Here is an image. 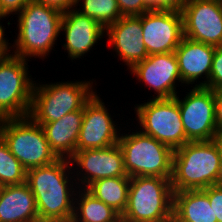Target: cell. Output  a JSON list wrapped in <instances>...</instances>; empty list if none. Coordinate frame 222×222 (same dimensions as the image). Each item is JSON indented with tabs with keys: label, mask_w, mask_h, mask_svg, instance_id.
Wrapping results in <instances>:
<instances>
[{
	"label": "cell",
	"mask_w": 222,
	"mask_h": 222,
	"mask_svg": "<svg viewBox=\"0 0 222 222\" xmlns=\"http://www.w3.org/2000/svg\"><path fill=\"white\" fill-rule=\"evenodd\" d=\"M71 169L69 159L59 158L26 171V183L35 197L40 222H71L77 191V183L71 180L75 170Z\"/></svg>",
	"instance_id": "6da1fadb"
},
{
	"label": "cell",
	"mask_w": 222,
	"mask_h": 222,
	"mask_svg": "<svg viewBox=\"0 0 222 222\" xmlns=\"http://www.w3.org/2000/svg\"><path fill=\"white\" fill-rule=\"evenodd\" d=\"M18 15V34L11 54L27 59L45 58L61 34L63 11L37 1L28 2ZM14 47V49H13Z\"/></svg>",
	"instance_id": "7a4b0ae2"
},
{
	"label": "cell",
	"mask_w": 222,
	"mask_h": 222,
	"mask_svg": "<svg viewBox=\"0 0 222 222\" xmlns=\"http://www.w3.org/2000/svg\"><path fill=\"white\" fill-rule=\"evenodd\" d=\"M222 183V168L213 140L188 142L174 150L173 192L205 189Z\"/></svg>",
	"instance_id": "3957f363"
},
{
	"label": "cell",
	"mask_w": 222,
	"mask_h": 222,
	"mask_svg": "<svg viewBox=\"0 0 222 222\" xmlns=\"http://www.w3.org/2000/svg\"><path fill=\"white\" fill-rule=\"evenodd\" d=\"M171 179L137 176L130 178L124 222H170L173 220Z\"/></svg>",
	"instance_id": "277c9868"
},
{
	"label": "cell",
	"mask_w": 222,
	"mask_h": 222,
	"mask_svg": "<svg viewBox=\"0 0 222 222\" xmlns=\"http://www.w3.org/2000/svg\"><path fill=\"white\" fill-rule=\"evenodd\" d=\"M93 82L67 81L50 84L34 83L29 117L37 124L61 119L80 110L93 96Z\"/></svg>",
	"instance_id": "5b68a950"
},
{
	"label": "cell",
	"mask_w": 222,
	"mask_h": 222,
	"mask_svg": "<svg viewBox=\"0 0 222 222\" xmlns=\"http://www.w3.org/2000/svg\"><path fill=\"white\" fill-rule=\"evenodd\" d=\"M129 133L119 135L118 141L127 175L171 179L174 151L140 130Z\"/></svg>",
	"instance_id": "8992f818"
},
{
	"label": "cell",
	"mask_w": 222,
	"mask_h": 222,
	"mask_svg": "<svg viewBox=\"0 0 222 222\" xmlns=\"http://www.w3.org/2000/svg\"><path fill=\"white\" fill-rule=\"evenodd\" d=\"M0 136L26 171L59 159L51 150L41 125L29 116L1 119Z\"/></svg>",
	"instance_id": "52a82bcc"
},
{
	"label": "cell",
	"mask_w": 222,
	"mask_h": 222,
	"mask_svg": "<svg viewBox=\"0 0 222 222\" xmlns=\"http://www.w3.org/2000/svg\"><path fill=\"white\" fill-rule=\"evenodd\" d=\"M135 109L142 133L152 136L173 151L189 142L175 97L152 98L137 104Z\"/></svg>",
	"instance_id": "ba28073f"
},
{
	"label": "cell",
	"mask_w": 222,
	"mask_h": 222,
	"mask_svg": "<svg viewBox=\"0 0 222 222\" xmlns=\"http://www.w3.org/2000/svg\"><path fill=\"white\" fill-rule=\"evenodd\" d=\"M27 59L10 54L0 65V120L29 115L34 80Z\"/></svg>",
	"instance_id": "9c48e42d"
},
{
	"label": "cell",
	"mask_w": 222,
	"mask_h": 222,
	"mask_svg": "<svg viewBox=\"0 0 222 222\" xmlns=\"http://www.w3.org/2000/svg\"><path fill=\"white\" fill-rule=\"evenodd\" d=\"M175 98L187 140L211 141L218 134L213 90L194 86L183 99H179L178 95Z\"/></svg>",
	"instance_id": "30bf717a"
},
{
	"label": "cell",
	"mask_w": 222,
	"mask_h": 222,
	"mask_svg": "<svg viewBox=\"0 0 222 222\" xmlns=\"http://www.w3.org/2000/svg\"><path fill=\"white\" fill-rule=\"evenodd\" d=\"M148 55L175 52L184 37L181 10L154 9L141 15Z\"/></svg>",
	"instance_id": "8fae6325"
},
{
	"label": "cell",
	"mask_w": 222,
	"mask_h": 222,
	"mask_svg": "<svg viewBox=\"0 0 222 222\" xmlns=\"http://www.w3.org/2000/svg\"><path fill=\"white\" fill-rule=\"evenodd\" d=\"M69 160L72 170L76 169V175L73 176L78 175L73 179L75 182L77 179L78 188H86L94 181L104 178L129 177L125 170L123 153L118 143L101 149L75 151Z\"/></svg>",
	"instance_id": "7c38bea8"
},
{
	"label": "cell",
	"mask_w": 222,
	"mask_h": 222,
	"mask_svg": "<svg viewBox=\"0 0 222 222\" xmlns=\"http://www.w3.org/2000/svg\"><path fill=\"white\" fill-rule=\"evenodd\" d=\"M181 12L185 37L222 46V0H189Z\"/></svg>",
	"instance_id": "4fadbf2b"
},
{
	"label": "cell",
	"mask_w": 222,
	"mask_h": 222,
	"mask_svg": "<svg viewBox=\"0 0 222 222\" xmlns=\"http://www.w3.org/2000/svg\"><path fill=\"white\" fill-rule=\"evenodd\" d=\"M96 92L84 104L82 126L76 151L101 149L117 144L121 134L107 107Z\"/></svg>",
	"instance_id": "5bb4252c"
},
{
	"label": "cell",
	"mask_w": 222,
	"mask_h": 222,
	"mask_svg": "<svg viewBox=\"0 0 222 222\" xmlns=\"http://www.w3.org/2000/svg\"><path fill=\"white\" fill-rule=\"evenodd\" d=\"M130 73L153 89L157 96L151 97L157 99L175 97L176 82L179 81L183 85L175 52L151 54L134 64Z\"/></svg>",
	"instance_id": "9a60e30c"
},
{
	"label": "cell",
	"mask_w": 222,
	"mask_h": 222,
	"mask_svg": "<svg viewBox=\"0 0 222 222\" xmlns=\"http://www.w3.org/2000/svg\"><path fill=\"white\" fill-rule=\"evenodd\" d=\"M60 31L65 34L63 47L72 61L85 56L105 36V29L97 21L76 8L63 12Z\"/></svg>",
	"instance_id": "2e32d148"
},
{
	"label": "cell",
	"mask_w": 222,
	"mask_h": 222,
	"mask_svg": "<svg viewBox=\"0 0 222 222\" xmlns=\"http://www.w3.org/2000/svg\"><path fill=\"white\" fill-rule=\"evenodd\" d=\"M106 35L112 49L125 62L127 69L149 56L143 42L141 15L122 16L105 28Z\"/></svg>",
	"instance_id": "e0dca14e"
},
{
	"label": "cell",
	"mask_w": 222,
	"mask_h": 222,
	"mask_svg": "<svg viewBox=\"0 0 222 222\" xmlns=\"http://www.w3.org/2000/svg\"><path fill=\"white\" fill-rule=\"evenodd\" d=\"M215 48L213 45L183 37L175 50L183 84H195L194 82L197 83V79L203 78L204 75V81L195 84V87H206L208 85Z\"/></svg>",
	"instance_id": "ac0fdd59"
},
{
	"label": "cell",
	"mask_w": 222,
	"mask_h": 222,
	"mask_svg": "<svg viewBox=\"0 0 222 222\" xmlns=\"http://www.w3.org/2000/svg\"><path fill=\"white\" fill-rule=\"evenodd\" d=\"M0 222H40L35 197L26 182L1 186Z\"/></svg>",
	"instance_id": "d6986e66"
},
{
	"label": "cell",
	"mask_w": 222,
	"mask_h": 222,
	"mask_svg": "<svg viewBox=\"0 0 222 222\" xmlns=\"http://www.w3.org/2000/svg\"><path fill=\"white\" fill-rule=\"evenodd\" d=\"M84 114V106L57 121L40 124L51 150L58 158L70 159L76 151Z\"/></svg>",
	"instance_id": "ffe728a7"
},
{
	"label": "cell",
	"mask_w": 222,
	"mask_h": 222,
	"mask_svg": "<svg viewBox=\"0 0 222 222\" xmlns=\"http://www.w3.org/2000/svg\"><path fill=\"white\" fill-rule=\"evenodd\" d=\"M173 222H217L207 188L173 193Z\"/></svg>",
	"instance_id": "44dd1931"
},
{
	"label": "cell",
	"mask_w": 222,
	"mask_h": 222,
	"mask_svg": "<svg viewBox=\"0 0 222 222\" xmlns=\"http://www.w3.org/2000/svg\"><path fill=\"white\" fill-rule=\"evenodd\" d=\"M120 219L121 215L112 207L94 197L85 188H77L71 222H118Z\"/></svg>",
	"instance_id": "7402d4cb"
},
{
	"label": "cell",
	"mask_w": 222,
	"mask_h": 222,
	"mask_svg": "<svg viewBox=\"0 0 222 222\" xmlns=\"http://www.w3.org/2000/svg\"><path fill=\"white\" fill-rule=\"evenodd\" d=\"M129 187L130 177H110L94 181L85 189L122 215L127 206Z\"/></svg>",
	"instance_id": "603a6c76"
},
{
	"label": "cell",
	"mask_w": 222,
	"mask_h": 222,
	"mask_svg": "<svg viewBox=\"0 0 222 222\" xmlns=\"http://www.w3.org/2000/svg\"><path fill=\"white\" fill-rule=\"evenodd\" d=\"M78 5L82 8L77 9ZM75 7L81 14L97 21L104 29L122 17L117 0H76Z\"/></svg>",
	"instance_id": "cb8c5ba5"
},
{
	"label": "cell",
	"mask_w": 222,
	"mask_h": 222,
	"mask_svg": "<svg viewBox=\"0 0 222 222\" xmlns=\"http://www.w3.org/2000/svg\"><path fill=\"white\" fill-rule=\"evenodd\" d=\"M26 182V170L10 152L8 145L0 136V185H14Z\"/></svg>",
	"instance_id": "d4e9b609"
},
{
	"label": "cell",
	"mask_w": 222,
	"mask_h": 222,
	"mask_svg": "<svg viewBox=\"0 0 222 222\" xmlns=\"http://www.w3.org/2000/svg\"><path fill=\"white\" fill-rule=\"evenodd\" d=\"M206 88L212 90L222 88V46L215 48L209 83Z\"/></svg>",
	"instance_id": "484cf974"
},
{
	"label": "cell",
	"mask_w": 222,
	"mask_h": 222,
	"mask_svg": "<svg viewBox=\"0 0 222 222\" xmlns=\"http://www.w3.org/2000/svg\"><path fill=\"white\" fill-rule=\"evenodd\" d=\"M122 16H139L151 10L144 0H117Z\"/></svg>",
	"instance_id": "4316f807"
},
{
	"label": "cell",
	"mask_w": 222,
	"mask_h": 222,
	"mask_svg": "<svg viewBox=\"0 0 222 222\" xmlns=\"http://www.w3.org/2000/svg\"><path fill=\"white\" fill-rule=\"evenodd\" d=\"M207 196L214 212V219L222 222V183L207 187Z\"/></svg>",
	"instance_id": "83f0119b"
},
{
	"label": "cell",
	"mask_w": 222,
	"mask_h": 222,
	"mask_svg": "<svg viewBox=\"0 0 222 222\" xmlns=\"http://www.w3.org/2000/svg\"><path fill=\"white\" fill-rule=\"evenodd\" d=\"M30 1L34 0H0V16L9 17L11 14H18Z\"/></svg>",
	"instance_id": "f1b7e54d"
},
{
	"label": "cell",
	"mask_w": 222,
	"mask_h": 222,
	"mask_svg": "<svg viewBox=\"0 0 222 222\" xmlns=\"http://www.w3.org/2000/svg\"><path fill=\"white\" fill-rule=\"evenodd\" d=\"M151 9H176L181 10L189 0H144Z\"/></svg>",
	"instance_id": "f546056e"
},
{
	"label": "cell",
	"mask_w": 222,
	"mask_h": 222,
	"mask_svg": "<svg viewBox=\"0 0 222 222\" xmlns=\"http://www.w3.org/2000/svg\"><path fill=\"white\" fill-rule=\"evenodd\" d=\"M217 133H222V88L213 90Z\"/></svg>",
	"instance_id": "4dcf8cb0"
},
{
	"label": "cell",
	"mask_w": 222,
	"mask_h": 222,
	"mask_svg": "<svg viewBox=\"0 0 222 222\" xmlns=\"http://www.w3.org/2000/svg\"><path fill=\"white\" fill-rule=\"evenodd\" d=\"M39 3L55 7L61 11H67L75 7L76 0H35Z\"/></svg>",
	"instance_id": "1f68e13d"
},
{
	"label": "cell",
	"mask_w": 222,
	"mask_h": 222,
	"mask_svg": "<svg viewBox=\"0 0 222 222\" xmlns=\"http://www.w3.org/2000/svg\"><path fill=\"white\" fill-rule=\"evenodd\" d=\"M1 18H6L3 16H0V20ZM5 28L4 26L2 27L1 23H0V49H11V43H8L9 40L6 39L5 34H4Z\"/></svg>",
	"instance_id": "d6a6232c"
},
{
	"label": "cell",
	"mask_w": 222,
	"mask_h": 222,
	"mask_svg": "<svg viewBox=\"0 0 222 222\" xmlns=\"http://www.w3.org/2000/svg\"><path fill=\"white\" fill-rule=\"evenodd\" d=\"M212 140L214 141L216 148L218 150L220 164L222 168V133H218Z\"/></svg>",
	"instance_id": "836d02e7"
},
{
	"label": "cell",
	"mask_w": 222,
	"mask_h": 222,
	"mask_svg": "<svg viewBox=\"0 0 222 222\" xmlns=\"http://www.w3.org/2000/svg\"><path fill=\"white\" fill-rule=\"evenodd\" d=\"M10 49H0V65L5 61V59L11 54Z\"/></svg>",
	"instance_id": "e575fe53"
}]
</instances>
